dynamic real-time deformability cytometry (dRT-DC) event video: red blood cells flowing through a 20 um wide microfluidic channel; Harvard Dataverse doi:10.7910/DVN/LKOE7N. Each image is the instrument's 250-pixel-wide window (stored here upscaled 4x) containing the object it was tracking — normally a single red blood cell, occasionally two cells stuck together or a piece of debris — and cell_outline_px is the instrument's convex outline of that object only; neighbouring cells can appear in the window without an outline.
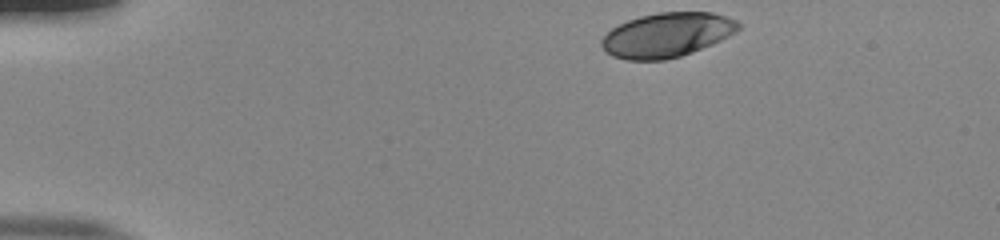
{"species": "human", "species_latin": "Homo sapiens", "temperature_condition": "room temperature", "stored_images_in_passage": 39, "camera_frame_rate_fps": 3000, "um_per_image_px": 0.085, "donor": {"sex": "male"}, "frame": {"image": 1, "passage_image": 1, "time_ms": 0.0, "image_size_px": [1000, 240], "cell_outline_px": [[740, 28], [736, 32], [712, 44], [692, 52], [680, 56], [664, 60], [628, 60], [612, 56], [600, 44], [600, 40], [612, 28], [628, 20], [640, 16], [660, 12], [712, 12], [736, 20], [740, 24]], "centroid_in_image_um": [56.69, 2.97], "position_along_channel_um": 28.3, "area_um2": 35.2}}
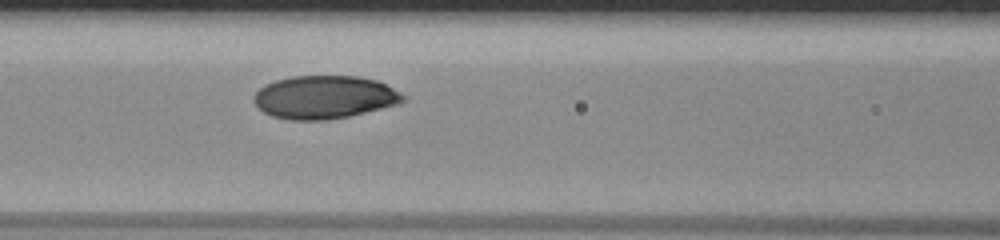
{"frame": {"image": 2, "passage_image": 16, "time_ms": 5.0, "image_size_px": [1000, 240], "cell_outline_px": [[404, 100], [400, 104], [348, 116], [328, 120], [288, 120], [272, 116], [264, 112], [252, 100], [256, 92], [264, 84], [276, 80], [292, 76], [356, 76], [380, 80], [404, 96]], "centroid_in_image_um": [27.57, 8.26], "position_along_channel_um": 139.0, "area_um2": 37.51}}
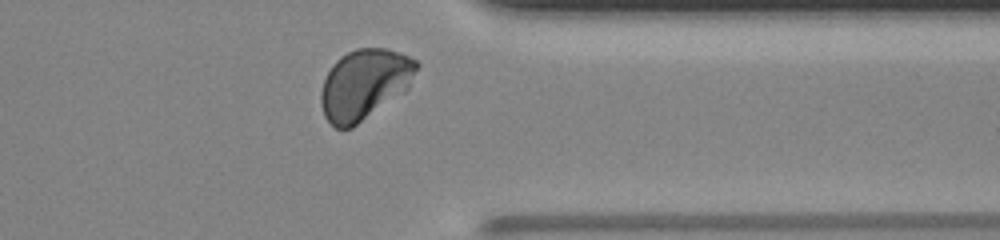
{"frame": {"image": 3, "passage_image": 35, "time_ms": 11.333, "image_size_px": [1000, 240], "cell_outline_px": [[420, 64], [408, 88], [404, 92], [352, 128], [336, 128], [324, 116], [320, 104], [320, 92], [324, 80], [332, 64], [340, 56], [356, 48], [384, 48], [400, 52], [416, 60]], "centroid_in_image_um": [30.97, 7.15], "position_along_channel_um": 380.4, "area_um2": 39.19}, "authors_computed_cell_mechanics": {"area_um2": 37.1654, "velocity_mm_per_s": 3.8634, "shape_relaxation_time_tau1_ms": 2.6619, "shape_relaxation_time_tau2_ms": 2.0807, "deformation_change_tau1": 0.1272, "deformation_change_tau2": 0.0284}}